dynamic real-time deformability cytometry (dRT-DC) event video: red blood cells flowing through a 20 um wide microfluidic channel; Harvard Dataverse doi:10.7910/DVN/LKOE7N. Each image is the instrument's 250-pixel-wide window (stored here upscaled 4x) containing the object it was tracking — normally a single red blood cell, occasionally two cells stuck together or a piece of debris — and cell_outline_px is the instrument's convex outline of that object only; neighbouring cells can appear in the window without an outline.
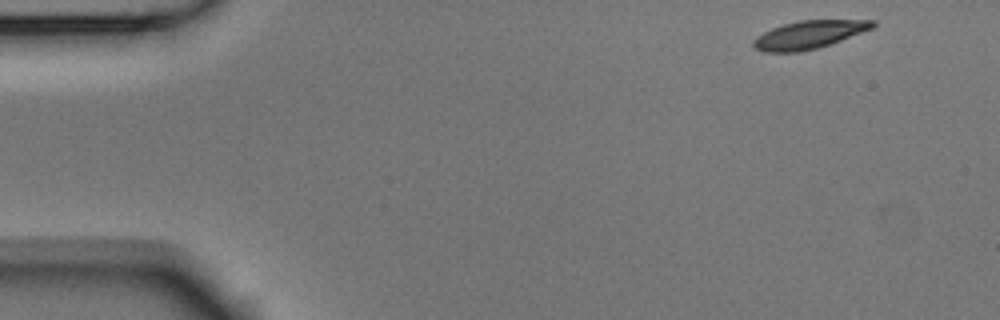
{"species": "Egyptian fruit bat (a non-hibernating species)", "species_latin": "Rousettus aegyptiacus", "temperature_condition": "room temperature", "stored_images_in_passage": 50, "camera_frame_rate_fps": 3000, "um_per_image_px": 0.085, "animal": {"sex": "male"}, "frame": {"image": 1, "passage_image": 1, "time_ms": 0.0, "image_size_px": [1000, 320], "cell_outline_px": [[876, 24], [872, 28], [840, 40], [816, 48], [800, 52], [764, 52], [756, 48], [752, 44], [752, 40], [756, 36], [772, 28], [784, 24], [800, 20], [876, 20]], "centroid_in_image_um": [68.72, 2.94], "position_along_channel_um": 16.3, "area_um2": 19.19}}
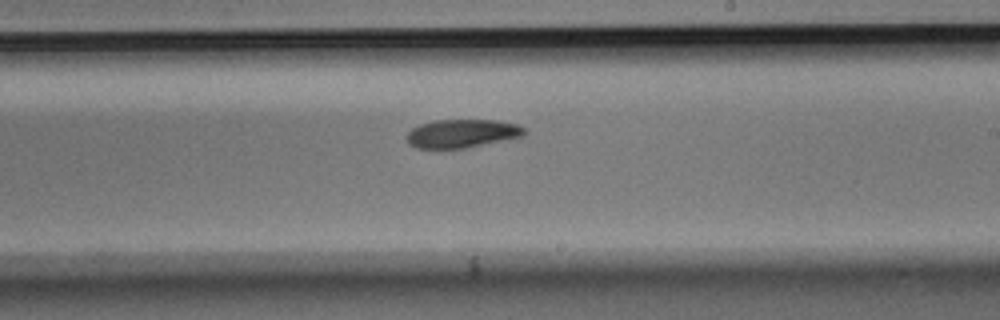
{"frame": {"image": 2, "passage_image": 28, "time_ms": 9.0, "image_size_px": [1000, 320], "cell_outline_px": [[524, 132], [520, 136], [464, 148], [416, 148], [408, 144], [408, 132], [412, 128], [420, 124], [436, 120], [496, 120], [516, 124], [524, 128]], "centroid_in_image_um": [39.21, 11.34], "position_along_channel_um": 249.8, "area_um2": 19.02}}
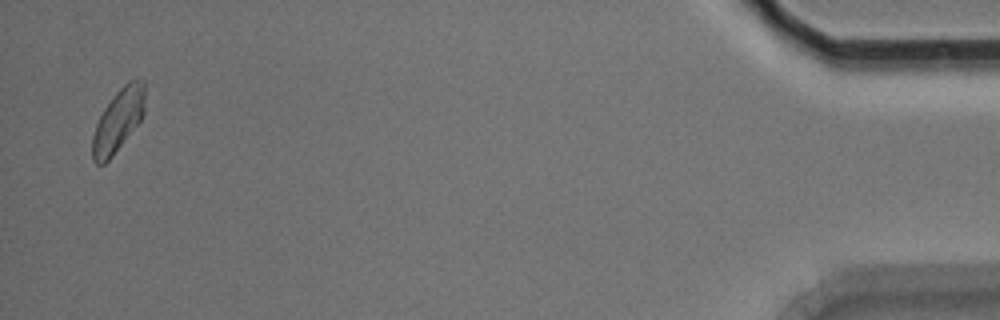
{"frame": {"image": 3, "passage_image": 49, "time_ms": 16.0, "image_size_px": [1000, 320], "cell_outline_px": [[144, 112], [140, 120], [112, 156], [104, 164], [96, 164], [92, 160], [92, 136], [96, 124], [104, 108], [116, 92], [128, 80], [136, 76], [144, 80]], "centroid_in_image_um": [10.04, 10.19], "position_along_channel_um": 425.2, "area_um2": 19.07}, "authors_computed_cell_mechanics": {"area_um2": 20.1144, "velocity_mm_per_s": 3.7261, "shape_relaxation_time_tau1_ms": 3.0644, "shape_relaxation_time_tau2_ms": null, "deformation_change_tau1": 0.1208, "deformation_change_tau2": null}}